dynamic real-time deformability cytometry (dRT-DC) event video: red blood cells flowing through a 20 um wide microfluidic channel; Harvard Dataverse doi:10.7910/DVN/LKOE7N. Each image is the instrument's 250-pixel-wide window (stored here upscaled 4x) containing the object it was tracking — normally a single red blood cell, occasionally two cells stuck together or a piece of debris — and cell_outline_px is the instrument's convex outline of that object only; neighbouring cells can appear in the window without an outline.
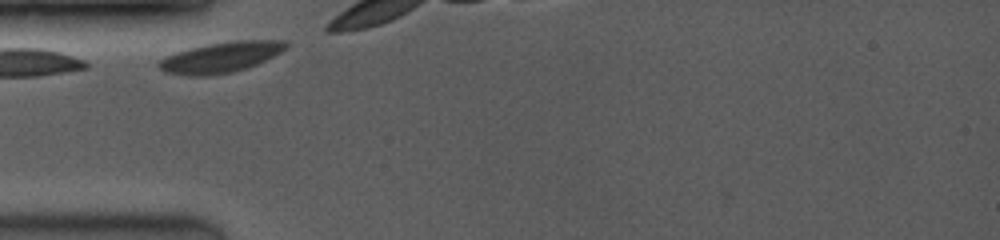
{"species": "common noctule bat (a hibernating species)", "species_latin": "Nyctalus noctula", "temperature_condition": "room temperature", "stored_images_in_passage": 6, "camera_frame_rate_fps": 3500, "um_per_image_px": 0.085, "animal": {"sex": "female", "body_mass_g": 19.0, "forearm_length_mm": 53.3}, "frame": {"image": 1, "passage_image": 1, "time_ms": 0.0, "image_size_px": [1000, 240], "cell_outline_px": [[288, 44], [280, 52], [256, 64], [232, 72], [204, 76], [188, 76], [164, 72], [156, 64], [164, 56], [176, 52], [208, 44], [236, 40], [288, 40]], "centroid_in_image_um": [18.73, 4.87], "position_along_channel_um": 66.3, "area_um2": 22.37}}